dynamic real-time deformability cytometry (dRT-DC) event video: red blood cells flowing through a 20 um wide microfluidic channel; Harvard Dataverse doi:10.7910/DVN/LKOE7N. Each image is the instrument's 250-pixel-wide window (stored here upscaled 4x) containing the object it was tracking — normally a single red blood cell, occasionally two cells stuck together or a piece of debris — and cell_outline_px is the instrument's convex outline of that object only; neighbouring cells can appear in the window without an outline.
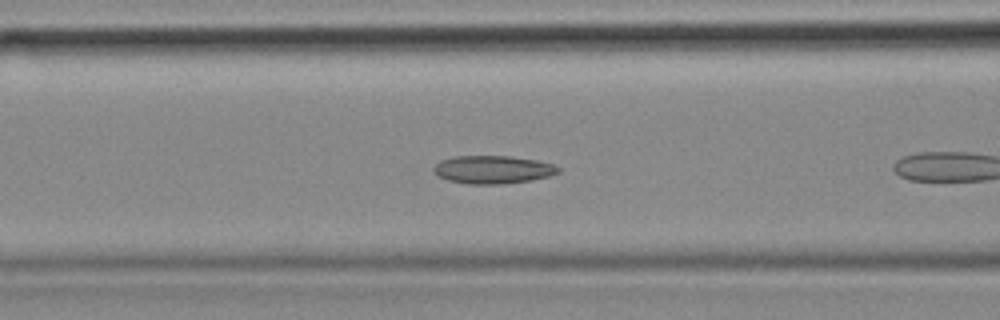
{"species": "common noctule bat (a hibernating species)", "species_latin": "Nyctalus noctula", "temperature_condition": "cold", "stored_images_in_passage": 9, "camera_frame_rate_fps": 3000, "um_per_image_px": 0.085, "animal": {"sex": "female", "body_mass_g": 18.4}, "frame": {"image": 1, "passage_image": 7, "time_ms": 2.0, "image_size_px": [1000, 320], "cell_outline_px": [[560, 172], [548, 176], [532, 180], [504, 184], [468, 184], [448, 180], [432, 172], [432, 168], [440, 160], [452, 156], [512, 156], [536, 160], [552, 164], [560, 168]], "centroid_in_image_um": [41.87, 14.41], "position_along_channel_um": 124.7, "area_um2": 20.46}}